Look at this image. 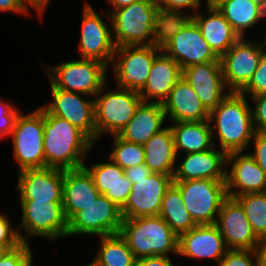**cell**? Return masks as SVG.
Listing matches in <instances>:
<instances>
[{"instance_id": "cell-1", "label": "cell", "mask_w": 266, "mask_h": 266, "mask_svg": "<svg viewBox=\"0 0 266 266\" xmlns=\"http://www.w3.org/2000/svg\"><path fill=\"white\" fill-rule=\"evenodd\" d=\"M45 168L62 170L84 166L83 157L94 143L82 130L44 108Z\"/></svg>"}, {"instance_id": "cell-2", "label": "cell", "mask_w": 266, "mask_h": 266, "mask_svg": "<svg viewBox=\"0 0 266 266\" xmlns=\"http://www.w3.org/2000/svg\"><path fill=\"white\" fill-rule=\"evenodd\" d=\"M109 16L116 47L161 44L164 17L155 0H138L113 10Z\"/></svg>"}, {"instance_id": "cell-3", "label": "cell", "mask_w": 266, "mask_h": 266, "mask_svg": "<svg viewBox=\"0 0 266 266\" xmlns=\"http://www.w3.org/2000/svg\"><path fill=\"white\" fill-rule=\"evenodd\" d=\"M160 45L162 51L173 58L181 69L200 63L221 61L190 16L164 18Z\"/></svg>"}, {"instance_id": "cell-4", "label": "cell", "mask_w": 266, "mask_h": 266, "mask_svg": "<svg viewBox=\"0 0 266 266\" xmlns=\"http://www.w3.org/2000/svg\"><path fill=\"white\" fill-rule=\"evenodd\" d=\"M246 97L238 92L229 95L209 113L211 130L217 131L221 150L226 154L242 152L256 132L252 110Z\"/></svg>"}, {"instance_id": "cell-5", "label": "cell", "mask_w": 266, "mask_h": 266, "mask_svg": "<svg viewBox=\"0 0 266 266\" xmlns=\"http://www.w3.org/2000/svg\"><path fill=\"white\" fill-rule=\"evenodd\" d=\"M119 234L136 259L178 254V236L159 215L123 219Z\"/></svg>"}, {"instance_id": "cell-6", "label": "cell", "mask_w": 266, "mask_h": 266, "mask_svg": "<svg viewBox=\"0 0 266 266\" xmlns=\"http://www.w3.org/2000/svg\"><path fill=\"white\" fill-rule=\"evenodd\" d=\"M226 179L173 181L184 206L197 225L215 224L223 201L228 197Z\"/></svg>"}, {"instance_id": "cell-7", "label": "cell", "mask_w": 266, "mask_h": 266, "mask_svg": "<svg viewBox=\"0 0 266 266\" xmlns=\"http://www.w3.org/2000/svg\"><path fill=\"white\" fill-rule=\"evenodd\" d=\"M11 135L20 172L45 168L43 106L26 116L18 114Z\"/></svg>"}, {"instance_id": "cell-8", "label": "cell", "mask_w": 266, "mask_h": 266, "mask_svg": "<svg viewBox=\"0 0 266 266\" xmlns=\"http://www.w3.org/2000/svg\"><path fill=\"white\" fill-rule=\"evenodd\" d=\"M107 65L95 59L69 61L47 72L51 84L65 91L98 96L106 87Z\"/></svg>"}, {"instance_id": "cell-9", "label": "cell", "mask_w": 266, "mask_h": 266, "mask_svg": "<svg viewBox=\"0 0 266 266\" xmlns=\"http://www.w3.org/2000/svg\"><path fill=\"white\" fill-rule=\"evenodd\" d=\"M95 100V139L101 133L118 135L133 118L143 101L139 92L118 88L107 91Z\"/></svg>"}, {"instance_id": "cell-10", "label": "cell", "mask_w": 266, "mask_h": 266, "mask_svg": "<svg viewBox=\"0 0 266 266\" xmlns=\"http://www.w3.org/2000/svg\"><path fill=\"white\" fill-rule=\"evenodd\" d=\"M162 52L161 45L116 47L119 60L114 65L118 88L140 92L145 86L154 59Z\"/></svg>"}, {"instance_id": "cell-11", "label": "cell", "mask_w": 266, "mask_h": 266, "mask_svg": "<svg viewBox=\"0 0 266 266\" xmlns=\"http://www.w3.org/2000/svg\"><path fill=\"white\" fill-rule=\"evenodd\" d=\"M122 220L121 209L104 194H100L68 222L67 236L94 234L102 237L118 234Z\"/></svg>"}, {"instance_id": "cell-12", "label": "cell", "mask_w": 266, "mask_h": 266, "mask_svg": "<svg viewBox=\"0 0 266 266\" xmlns=\"http://www.w3.org/2000/svg\"><path fill=\"white\" fill-rule=\"evenodd\" d=\"M262 44L240 38L221 57L223 80L230 92H240L250 81L265 53Z\"/></svg>"}, {"instance_id": "cell-13", "label": "cell", "mask_w": 266, "mask_h": 266, "mask_svg": "<svg viewBox=\"0 0 266 266\" xmlns=\"http://www.w3.org/2000/svg\"><path fill=\"white\" fill-rule=\"evenodd\" d=\"M63 202L21 201L23 217L20 226L27 236L40 235L49 239L66 237L68 221Z\"/></svg>"}, {"instance_id": "cell-14", "label": "cell", "mask_w": 266, "mask_h": 266, "mask_svg": "<svg viewBox=\"0 0 266 266\" xmlns=\"http://www.w3.org/2000/svg\"><path fill=\"white\" fill-rule=\"evenodd\" d=\"M172 183V176L161 173L134 180L127 202L121 209L123 219L159 215L165 192Z\"/></svg>"}, {"instance_id": "cell-15", "label": "cell", "mask_w": 266, "mask_h": 266, "mask_svg": "<svg viewBox=\"0 0 266 266\" xmlns=\"http://www.w3.org/2000/svg\"><path fill=\"white\" fill-rule=\"evenodd\" d=\"M215 224L229 250L255 251L261 243L235 198L227 197L223 201Z\"/></svg>"}, {"instance_id": "cell-16", "label": "cell", "mask_w": 266, "mask_h": 266, "mask_svg": "<svg viewBox=\"0 0 266 266\" xmlns=\"http://www.w3.org/2000/svg\"><path fill=\"white\" fill-rule=\"evenodd\" d=\"M80 38L82 58L95 59L108 66L115 61L116 46L111 29L98 16L90 4H85Z\"/></svg>"}, {"instance_id": "cell-17", "label": "cell", "mask_w": 266, "mask_h": 266, "mask_svg": "<svg viewBox=\"0 0 266 266\" xmlns=\"http://www.w3.org/2000/svg\"><path fill=\"white\" fill-rule=\"evenodd\" d=\"M53 101L44 108L52 115L67 120L95 141V100H84L76 92L55 88L51 84Z\"/></svg>"}, {"instance_id": "cell-18", "label": "cell", "mask_w": 266, "mask_h": 266, "mask_svg": "<svg viewBox=\"0 0 266 266\" xmlns=\"http://www.w3.org/2000/svg\"><path fill=\"white\" fill-rule=\"evenodd\" d=\"M182 78L194 89L209 112L230 93L223 92L226 84L223 80L221 61L200 63L182 69Z\"/></svg>"}, {"instance_id": "cell-19", "label": "cell", "mask_w": 266, "mask_h": 266, "mask_svg": "<svg viewBox=\"0 0 266 266\" xmlns=\"http://www.w3.org/2000/svg\"><path fill=\"white\" fill-rule=\"evenodd\" d=\"M64 170L57 168L27 169L18 174L21 201L63 202Z\"/></svg>"}, {"instance_id": "cell-20", "label": "cell", "mask_w": 266, "mask_h": 266, "mask_svg": "<svg viewBox=\"0 0 266 266\" xmlns=\"http://www.w3.org/2000/svg\"><path fill=\"white\" fill-rule=\"evenodd\" d=\"M228 250L216 224L196 225L178 236L179 255L214 258L219 263Z\"/></svg>"}, {"instance_id": "cell-21", "label": "cell", "mask_w": 266, "mask_h": 266, "mask_svg": "<svg viewBox=\"0 0 266 266\" xmlns=\"http://www.w3.org/2000/svg\"><path fill=\"white\" fill-rule=\"evenodd\" d=\"M231 152L227 154L226 162L233 161L231 172L226 170V192L227 196L235 198L247 193L266 192V175L255 162L250 154ZM238 187L239 191H232Z\"/></svg>"}, {"instance_id": "cell-22", "label": "cell", "mask_w": 266, "mask_h": 266, "mask_svg": "<svg viewBox=\"0 0 266 266\" xmlns=\"http://www.w3.org/2000/svg\"><path fill=\"white\" fill-rule=\"evenodd\" d=\"M186 158L175 167L173 181L197 179H226L227 154L212 148L203 152L186 154Z\"/></svg>"}, {"instance_id": "cell-23", "label": "cell", "mask_w": 266, "mask_h": 266, "mask_svg": "<svg viewBox=\"0 0 266 266\" xmlns=\"http://www.w3.org/2000/svg\"><path fill=\"white\" fill-rule=\"evenodd\" d=\"M99 195L91 175L84 167L64 170L62 205L68 222Z\"/></svg>"}, {"instance_id": "cell-24", "label": "cell", "mask_w": 266, "mask_h": 266, "mask_svg": "<svg viewBox=\"0 0 266 266\" xmlns=\"http://www.w3.org/2000/svg\"><path fill=\"white\" fill-rule=\"evenodd\" d=\"M165 115L176 122L209 121V111L202 104L194 89L181 78L163 102Z\"/></svg>"}, {"instance_id": "cell-25", "label": "cell", "mask_w": 266, "mask_h": 266, "mask_svg": "<svg viewBox=\"0 0 266 266\" xmlns=\"http://www.w3.org/2000/svg\"><path fill=\"white\" fill-rule=\"evenodd\" d=\"M181 78L180 65L162 51L154 59L148 80L139 95L145 102H148L150 98H158L154 102L163 104L169 97L172 88Z\"/></svg>"}, {"instance_id": "cell-26", "label": "cell", "mask_w": 266, "mask_h": 266, "mask_svg": "<svg viewBox=\"0 0 266 266\" xmlns=\"http://www.w3.org/2000/svg\"><path fill=\"white\" fill-rule=\"evenodd\" d=\"M208 17L195 14L191 18L201 30L203 38L220 58L227 52L241 37L233 29L223 14L210 2H207Z\"/></svg>"}, {"instance_id": "cell-27", "label": "cell", "mask_w": 266, "mask_h": 266, "mask_svg": "<svg viewBox=\"0 0 266 266\" xmlns=\"http://www.w3.org/2000/svg\"><path fill=\"white\" fill-rule=\"evenodd\" d=\"M165 117L163 104L154 101H142L133 118L118 136L125 141L144 145L163 129L162 123Z\"/></svg>"}, {"instance_id": "cell-28", "label": "cell", "mask_w": 266, "mask_h": 266, "mask_svg": "<svg viewBox=\"0 0 266 266\" xmlns=\"http://www.w3.org/2000/svg\"><path fill=\"white\" fill-rule=\"evenodd\" d=\"M83 167L91 175L99 193L122 209L132 189V183L125 176L124 169L113 161L93 165L90 169L85 165Z\"/></svg>"}, {"instance_id": "cell-29", "label": "cell", "mask_w": 266, "mask_h": 266, "mask_svg": "<svg viewBox=\"0 0 266 266\" xmlns=\"http://www.w3.org/2000/svg\"><path fill=\"white\" fill-rule=\"evenodd\" d=\"M143 147L146 166L153 173H161L173 177L177 154L170 126L163 127Z\"/></svg>"}, {"instance_id": "cell-30", "label": "cell", "mask_w": 266, "mask_h": 266, "mask_svg": "<svg viewBox=\"0 0 266 266\" xmlns=\"http://www.w3.org/2000/svg\"><path fill=\"white\" fill-rule=\"evenodd\" d=\"M176 154L183 149L186 154L203 152L214 148L213 133L209 121L176 122L170 126Z\"/></svg>"}, {"instance_id": "cell-31", "label": "cell", "mask_w": 266, "mask_h": 266, "mask_svg": "<svg viewBox=\"0 0 266 266\" xmlns=\"http://www.w3.org/2000/svg\"><path fill=\"white\" fill-rule=\"evenodd\" d=\"M213 4L241 38L245 29L252 28L266 16V12L252 0H216Z\"/></svg>"}, {"instance_id": "cell-32", "label": "cell", "mask_w": 266, "mask_h": 266, "mask_svg": "<svg viewBox=\"0 0 266 266\" xmlns=\"http://www.w3.org/2000/svg\"><path fill=\"white\" fill-rule=\"evenodd\" d=\"M159 216L179 236L194 228L197 224L184 206L179 189L172 183L162 200Z\"/></svg>"}, {"instance_id": "cell-33", "label": "cell", "mask_w": 266, "mask_h": 266, "mask_svg": "<svg viewBox=\"0 0 266 266\" xmlns=\"http://www.w3.org/2000/svg\"><path fill=\"white\" fill-rule=\"evenodd\" d=\"M101 249L92 261L94 266H136V258L118 233L102 236Z\"/></svg>"}, {"instance_id": "cell-34", "label": "cell", "mask_w": 266, "mask_h": 266, "mask_svg": "<svg viewBox=\"0 0 266 266\" xmlns=\"http://www.w3.org/2000/svg\"><path fill=\"white\" fill-rule=\"evenodd\" d=\"M244 209L253 232L266 240V192L247 193L235 197Z\"/></svg>"}, {"instance_id": "cell-35", "label": "cell", "mask_w": 266, "mask_h": 266, "mask_svg": "<svg viewBox=\"0 0 266 266\" xmlns=\"http://www.w3.org/2000/svg\"><path fill=\"white\" fill-rule=\"evenodd\" d=\"M115 137L114 149L110 155V160L119 165L124 170L145 163L144 147L141 144L131 143Z\"/></svg>"}, {"instance_id": "cell-36", "label": "cell", "mask_w": 266, "mask_h": 266, "mask_svg": "<svg viewBox=\"0 0 266 266\" xmlns=\"http://www.w3.org/2000/svg\"><path fill=\"white\" fill-rule=\"evenodd\" d=\"M239 93L244 96L245 93H250L252 97L266 94V52L262 55L250 81Z\"/></svg>"}, {"instance_id": "cell-37", "label": "cell", "mask_w": 266, "mask_h": 266, "mask_svg": "<svg viewBox=\"0 0 266 266\" xmlns=\"http://www.w3.org/2000/svg\"><path fill=\"white\" fill-rule=\"evenodd\" d=\"M31 264L32 253L27 242L7 250L0 258V266H31Z\"/></svg>"}, {"instance_id": "cell-38", "label": "cell", "mask_w": 266, "mask_h": 266, "mask_svg": "<svg viewBox=\"0 0 266 266\" xmlns=\"http://www.w3.org/2000/svg\"><path fill=\"white\" fill-rule=\"evenodd\" d=\"M164 18L187 17L182 15V8L190 7L193 10L199 8L201 0H155ZM198 7V8H197Z\"/></svg>"}, {"instance_id": "cell-39", "label": "cell", "mask_w": 266, "mask_h": 266, "mask_svg": "<svg viewBox=\"0 0 266 266\" xmlns=\"http://www.w3.org/2000/svg\"><path fill=\"white\" fill-rule=\"evenodd\" d=\"M26 242L25 238L12 229L6 216L0 214V248L11 250Z\"/></svg>"}, {"instance_id": "cell-40", "label": "cell", "mask_w": 266, "mask_h": 266, "mask_svg": "<svg viewBox=\"0 0 266 266\" xmlns=\"http://www.w3.org/2000/svg\"><path fill=\"white\" fill-rule=\"evenodd\" d=\"M256 256L253 250H228L218 264L220 266H256L251 261Z\"/></svg>"}, {"instance_id": "cell-41", "label": "cell", "mask_w": 266, "mask_h": 266, "mask_svg": "<svg viewBox=\"0 0 266 266\" xmlns=\"http://www.w3.org/2000/svg\"><path fill=\"white\" fill-rule=\"evenodd\" d=\"M19 113L13 106L0 101V139L5 135H11Z\"/></svg>"}, {"instance_id": "cell-42", "label": "cell", "mask_w": 266, "mask_h": 266, "mask_svg": "<svg viewBox=\"0 0 266 266\" xmlns=\"http://www.w3.org/2000/svg\"><path fill=\"white\" fill-rule=\"evenodd\" d=\"M252 98L256 103V107L252 111L254 128L256 131L266 132V94H261Z\"/></svg>"}, {"instance_id": "cell-43", "label": "cell", "mask_w": 266, "mask_h": 266, "mask_svg": "<svg viewBox=\"0 0 266 266\" xmlns=\"http://www.w3.org/2000/svg\"><path fill=\"white\" fill-rule=\"evenodd\" d=\"M253 138L255 152L253 154L250 153V155L266 175V132L256 131Z\"/></svg>"}, {"instance_id": "cell-44", "label": "cell", "mask_w": 266, "mask_h": 266, "mask_svg": "<svg viewBox=\"0 0 266 266\" xmlns=\"http://www.w3.org/2000/svg\"><path fill=\"white\" fill-rule=\"evenodd\" d=\"M125 176L128 180L134 184V180H140L142 178H148L153 172L146 166V164H140L137 166L129 167L124 170Z\"/></svg>"}, {"instance_id": "cell-45", "label": "cell", "mask_w": 266, "mask_h": 266, "mask_svg": "<svg viewBox=\"0 0 266 266\" xmlns=\"http://www.w3.org/2000/svg\"><path fill=\"white\" fill-rule=\"evenodd\" d=\"M169 256H149L136 259V266H173Z\"/></svg>"}, {"instance_id": "cell-46", "label": "cell", "mask_w": 266, "mask_h": 266, "mask_svg": "<svg viewBox=\"0 0 266 266\" xmlns=\"http://www.w3.org/2000/svg\"><path fill=\"white\" fill-rule=\"evenodd\" d=\"M27 9L28 7H26L21 0H0V11L28 14Z\"/></svg>"}, {"instance_id": "cell-47", "label": "cell", "mask_w": 266, "mask_h": 266, "mask_svg": "<svg viewBox=\"0 0 266 266\" xmlns=\"http://www.w3.org/2000/svg\"><path fill=\"white\" fill-rule=\"evenodd\" d=\"M254 252L256 266H266V240H262Z\"/></svg>"}, {"instance_id": "cell-48", "label": "cell", "mask_w": 266, "mask_h": 266, "mask_svg": "<svg viewBox=\"0 0 266 266\" xmlns=\"http://www.w3.org/2000/svg\"><path fill=\"white\" fill-rule=\"evenodd\" d=\"M21 1L26 7H28L27 4L33 6L39 15H42L43 11L45 10V7H47V4L49 3V0H21Z\"/></svg>"}, {"instance_id": "cell-49", "label": "cell", "mask_w": 266, "mask_h": 266, "mask_svg": "<svg viewBox=\"0 0 266 266\" xmlns=\"http://www.w3.org/2000/svg\"><path fill=\"white\" fill-rule=\"evenodd\" d=\"M138 0H109L110 4L113 5L114 10L118 8H123L131 5L133 2Z\"/></svg>"}, {"instance_id": "cell-50", "label": "cell", "mask_w": 266, "mask_h": 266, "mask_svg": "<svg viewBox=\"0 0 266 266\" xmlns=\"http://www.w3.org/2000/svg\"><path fill=\"white\" fill-rule=\"evenodd\" d=\"M252 1L266 12V0H252Z\"/></svg>"}, {"instance_id": "cell-51", "label": "cell", "mask_w": 266, "mask_h": 266, "mask_svg": "<svg viewBox=\"0 0 266 266\" xmlns=\"http://www.w3.org/2000/svg\"><path fill=\"white\" fill-rule=\"evenodd\" d=\"M7 251V249L4 248H0V258L2 257V255Z\"/></svg>"}, {"instance_id": "cell-52", "label": "cell", "mask_w": 266, "mask_h": 266, "mask_svg": "<svg viewBox=\"0 0 266 266\" xmlns=\"http://www.w3.org/2000/svg\"><path fill=\"white\" fill-rule=\"evenodd\" d=\"M216 0H207V2L214 3Z\"/></svg>"}]
</instances>
